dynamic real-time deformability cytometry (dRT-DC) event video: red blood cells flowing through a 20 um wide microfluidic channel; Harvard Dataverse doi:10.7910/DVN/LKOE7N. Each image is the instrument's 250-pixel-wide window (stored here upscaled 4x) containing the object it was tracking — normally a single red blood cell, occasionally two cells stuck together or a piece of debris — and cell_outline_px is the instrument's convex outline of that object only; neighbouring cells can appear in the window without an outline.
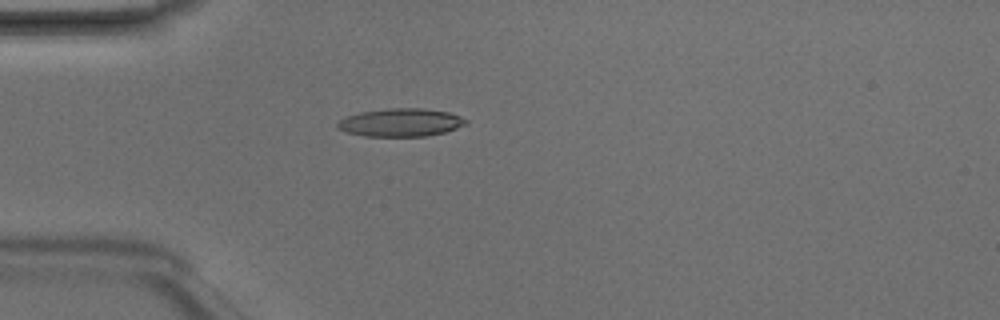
{"species": "Egyptian fruit bat (a non-hibernating species)", "species_latin": "Rousettus aegyptiacus", "temperature_condition": "room temperature", "stored_images_in_passage": 4, "camera_frame_rate_fps": 3000, "um_per_image_px": 0.085, "animal": {"sex": "male"}, "frame": {"image": 1, "passage_image": 4, "time_ms": 1.0, "image_size_px": [1000, 320], "cell_outline_px": [[468, 124], [444, 132], [428, 136], [364, 136], [344, 132], [336, 128], [336, 124], [340, 120], [348, 116], [360, 112], [388, 108], [424, 108], [448, 112], [460, 116], [468, 120]], "centroid_in_image_um": [34.06, 10.41], "position_along_channel_um": 50.9, "area_um2": 21.1}}